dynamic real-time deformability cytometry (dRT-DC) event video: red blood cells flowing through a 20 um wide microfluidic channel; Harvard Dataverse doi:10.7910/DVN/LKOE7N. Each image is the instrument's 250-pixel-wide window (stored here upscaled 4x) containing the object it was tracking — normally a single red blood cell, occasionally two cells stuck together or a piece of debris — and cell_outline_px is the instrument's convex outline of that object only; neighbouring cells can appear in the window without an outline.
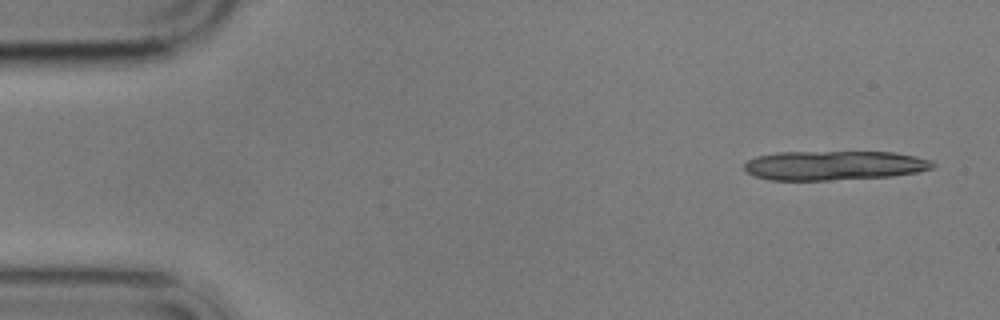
{"species": "common noctule bat (a hibernating species)", "species_latin": "Nyctalus noctula", "temperature_condition": "cold", "stored_images_in_passage": 3, "camera_frame_rate_fps": 3000, "um_per_image_px": 0.085, "animal": {"sex": "male", "body_mass_g": 17.9}, "frame": {"image": 1, "passage_image": 1, "time_ms": 0.0, "image_size_px": [1000, 320], "cell_outline_px": [[936, 164], [932, 168], [916, 172], [892, 176], [828, 180], [772, 180], [756, 176], [748, 172], [744, 168], [744, 164], [748, 160], [756, 156], [776, 152], [892, 152], [916, 156], [928, 160]], "centroid_in_image_um": [70.88, 14.06], "position_along_channel_um": 14.1, "area_um2": 32.08}}